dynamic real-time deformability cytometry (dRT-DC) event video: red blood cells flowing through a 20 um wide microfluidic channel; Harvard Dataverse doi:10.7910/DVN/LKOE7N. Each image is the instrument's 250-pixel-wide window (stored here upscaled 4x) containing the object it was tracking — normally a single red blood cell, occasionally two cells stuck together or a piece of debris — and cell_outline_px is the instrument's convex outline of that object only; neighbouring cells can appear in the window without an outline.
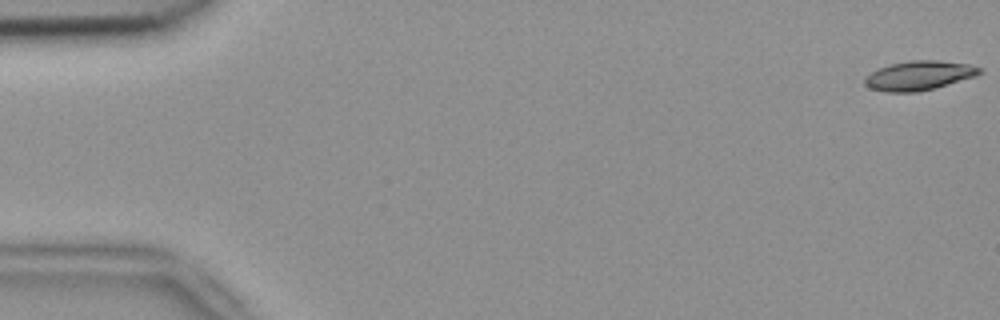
{"species": "common noctule bat (a hibernating species)", "species_latin": "Nyctalus noctula", "temperature_condition": "room temperature", "stored_images_in_passage": 54, "camera_frame_rate_fps": 3000, "um_per_image_px": 0.085, "animal": {"sex": "female", "body_mass_g": 18.4}, "frame": {"image": 1, "passage_image": 1, "time_ms": 0.0, "image_size_px": [1000, 320], "cell_outline_px": [[984, 72], [976, 76], [936, 88], [916, 92], [884, 92], [868, 88], [864, 84], [864, 76], [880, 68], [892, 64], [908, 60], [936, 60], [968, 64], [980, 68]], "centroid_in_image_um": [78.1, 6.43], "position_along_channel_um": 6.9, "area_um2": 19.71}}
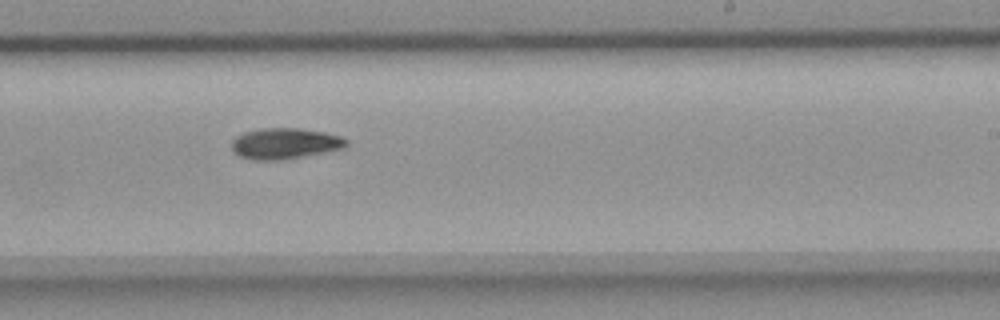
{"frame": {"image": 2, "passage_image": 33, "time_ms": 10.667, "image_size_px": [1000, 320], "cell_outline_px": [[348, 144], [344, 148], [280, 160], [256, 160], [240, 156], [232, 148], [232, 140], [236, 136], [244, 132], [260, 128], [300, 128], [324, 132], [340, 136], [348, 140]], "centroid_in_image_um": [24.21, 12.18], "position_along_channel_um": 264.8, "area_um2": 20.46}}
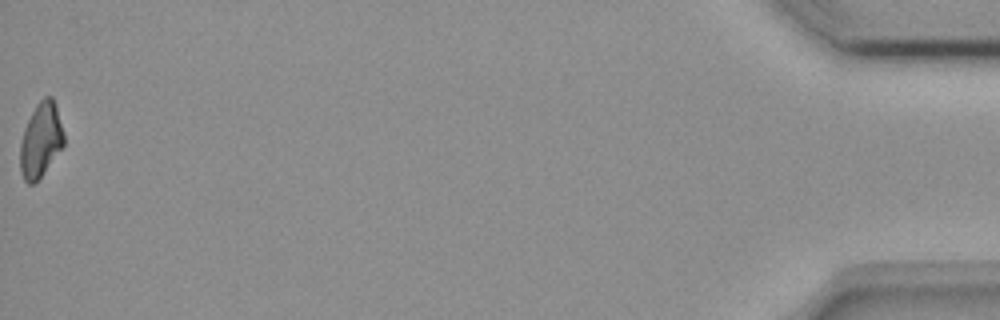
{"frame": {"image": 3, "passage_image": 54, "time_ms": 17.667, "image_size_px": [1000, 320], "cell_outline_px": [[64, 144], [40, 176], [32, 184], [28, 184], [24, 180], [20, 172], [20, 144], [24, 128], [36, 104], [44, 96], [52, 96], [56, 104], [64, 132]], "centroid_in_image_um": [3.46, 11.86], "position_along_channel_um": 431.7, "area_um2": 18.79}, "authors_computed_cell_mechanics": {"area_um2": 19.7676, "velocity_mm_per_s": 3.7999, "shape_relaxation_time_tau1_ms": 4.8787, "shape_relaxation_time_tau2_ms": null, "deformation_change_tau1": 0.1485, "deformation_change_tau2": null}}